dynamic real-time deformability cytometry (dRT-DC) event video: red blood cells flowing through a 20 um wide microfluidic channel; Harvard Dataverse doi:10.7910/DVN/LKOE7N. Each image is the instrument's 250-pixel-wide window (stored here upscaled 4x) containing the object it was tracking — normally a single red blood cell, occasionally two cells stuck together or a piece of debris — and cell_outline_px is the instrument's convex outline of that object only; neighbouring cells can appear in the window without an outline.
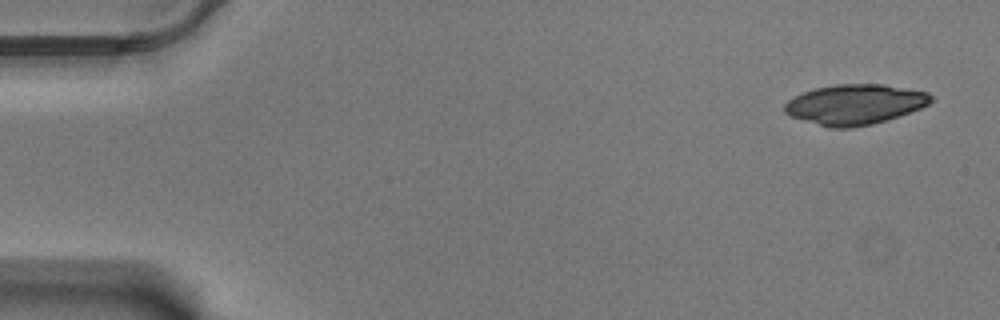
{"species": "Egyptian fruit bat (a non-hibernating species)", "species_latin": "Rousettus aegyptiacus", "temperature_condition": "warm", "stored_images_in_passage": 55, "camera_frame_rate_fps": 3000, "um_per_image_px": 0.085, "animal": {"sex": "male"}, "frame": {"image": 1, "passage_image": 1, "time_ms": 0.0, "image_size_px": [1000, 320], "cell_outline_px": [[932, 100], [928, 104], [920, 108], [872, 124], [848, 128], [832, 128], [792, 116], [784, 112], [784, 104], [788, 100], [804, 92], [816, 88], [836, 84], [884, 84], [928, 92], [932, 96]], "centroid_in_image_um": [72.67, 8.86], "position_along_channel_um": 12.3, "area_um2": 33.7}}